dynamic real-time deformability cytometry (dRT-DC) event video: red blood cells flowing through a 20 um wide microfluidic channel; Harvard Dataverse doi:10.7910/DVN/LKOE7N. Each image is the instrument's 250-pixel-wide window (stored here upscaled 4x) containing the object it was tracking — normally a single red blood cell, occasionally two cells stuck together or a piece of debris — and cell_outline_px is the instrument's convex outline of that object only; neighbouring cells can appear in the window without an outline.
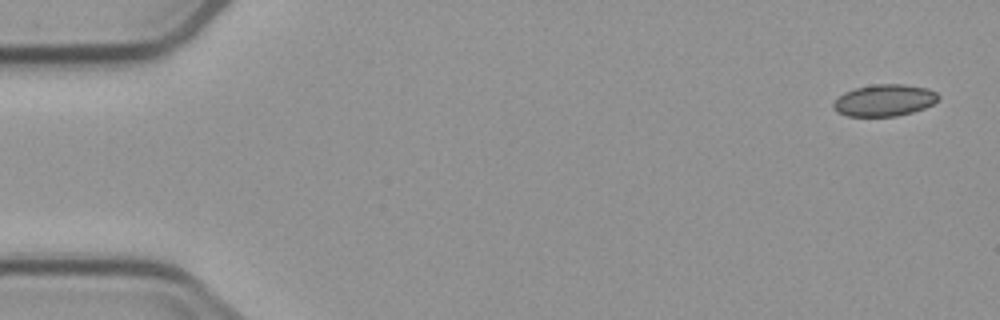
{"species": "common noctule bat (a hibernating species)", "species_latin": "Nyctalus noctula", "temperature_condition": "cold", "stored_images_in_passage": 4, "camera_frame_rate_fps": 3000, "um_per_image_px": 0.085, "animal": {"sex": "male", "body_mass_g": 23.1, "forearm_length_mm": 52.7}, "frame": {"image": 1, "passage_image": 1, "time_ms": 0.0, "image_size_px": [1000, 320], "cell_outline_px": [[940, 96], [932, 104], [924, 108], [912, 112], [896, 116], [848, 116], [836, 112], [832, 108], [832, 104], [844, 92], [856, 88], [876, 84], [904, 84], [928, 88], [936, 92]], "centroid_in_image_um": [75.16, 8.52], "position_along_channel_um": 9.8, "area_um2": 19.36}}